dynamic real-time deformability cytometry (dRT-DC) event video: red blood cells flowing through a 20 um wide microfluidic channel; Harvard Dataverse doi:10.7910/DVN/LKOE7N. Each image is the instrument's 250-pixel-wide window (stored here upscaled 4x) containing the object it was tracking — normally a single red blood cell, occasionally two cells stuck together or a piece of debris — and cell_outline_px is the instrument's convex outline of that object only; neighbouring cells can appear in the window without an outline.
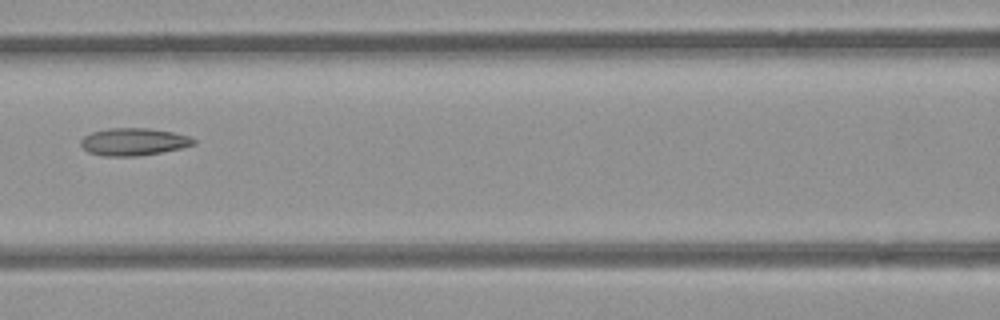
{"species": "common noctule bat (a hibernating species)", "species_latin": "Nyctalus noctula", "temperature_condition": "room temperature", "stored_images_in_passage": 4, "camera_frame_rate_fps": 3000, "um_per_image_px": 0.085, "animal": {"sex": "female", "body_mass_g": 21.9}, "frame": {"image": 1, "passage_image": 3, "time_ms": 2.333, "image_size_px": [1000, 320], "cell_outline_px": [[196, 144], [180, 148], [160, 152], [136, 156], [104, 156], [88, 152], [80, 144], [80, 140], [84, 136], [92, 132], [108, 128], [148, 128], [172, 132], [188, 136], [196, 140]], "centroid_in_image_um": [11.33, 12.05], "position_along_channel_um": 155.3, "area_um2": 17.92}}
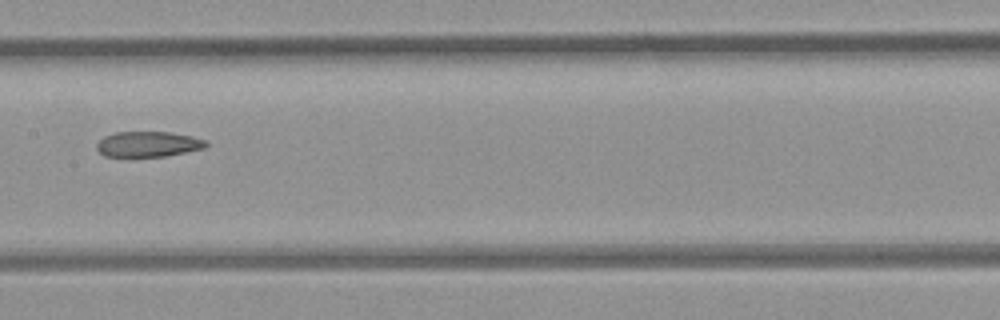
{"frame": {"image": 2, "passage_image": 4, "time_ms": 3.333, "image_size_px": [1000, 320], "cell_outline_px": [[208, 144], [204, 148], [164, 156], [104, 156], [96, 148], [96, 144], [104, 136], [116, 132], [168, 132], [192, 136], [204, 140]], "centroid_in_image_um": [12.56, 12.24], "position_along_channel_um": 194.8, "area_um2": 15.95}}